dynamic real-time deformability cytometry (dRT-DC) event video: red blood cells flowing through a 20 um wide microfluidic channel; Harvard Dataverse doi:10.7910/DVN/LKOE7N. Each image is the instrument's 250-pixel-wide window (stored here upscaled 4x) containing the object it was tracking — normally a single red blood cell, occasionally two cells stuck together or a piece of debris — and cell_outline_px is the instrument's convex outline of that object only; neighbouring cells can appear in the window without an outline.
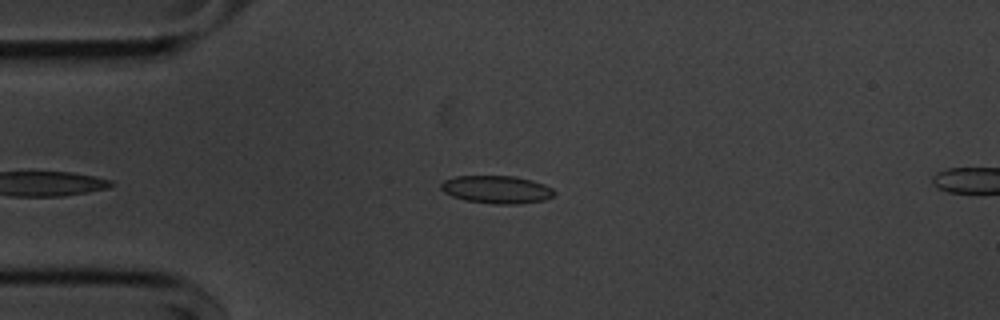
{"species": "common noctule bat (a hibernating species)", "species_latin": "Nyctalus noctula", "temperature_condition": "cold", "stored_images_in_passage": 5, "camera_frame_rate_fps": 3000, "um_per_image_px": 0.085, "animal": {"sex": "male", "body_mass_g": 20.1, "forearm_length_mm": 53.5}, "frame": {"image": 1, "passage_image": 2, "time_ms": 0.333, "image_size_px": [1000, 320], "cell_outline_px": [[556, 192], [552, 196], [544, 200], [516, 204], [496, 204], [464, 200], [452, 196], [444, 192], [440, 188], [440, 184], [444, 180], [456, 176], [516, 176], [532, 180], [544, 184], [552, 188]], "centroid_in_image_um": [42.21, 16.1], "position_along_channel_um": 42.8, "area_um2": 18.38}}